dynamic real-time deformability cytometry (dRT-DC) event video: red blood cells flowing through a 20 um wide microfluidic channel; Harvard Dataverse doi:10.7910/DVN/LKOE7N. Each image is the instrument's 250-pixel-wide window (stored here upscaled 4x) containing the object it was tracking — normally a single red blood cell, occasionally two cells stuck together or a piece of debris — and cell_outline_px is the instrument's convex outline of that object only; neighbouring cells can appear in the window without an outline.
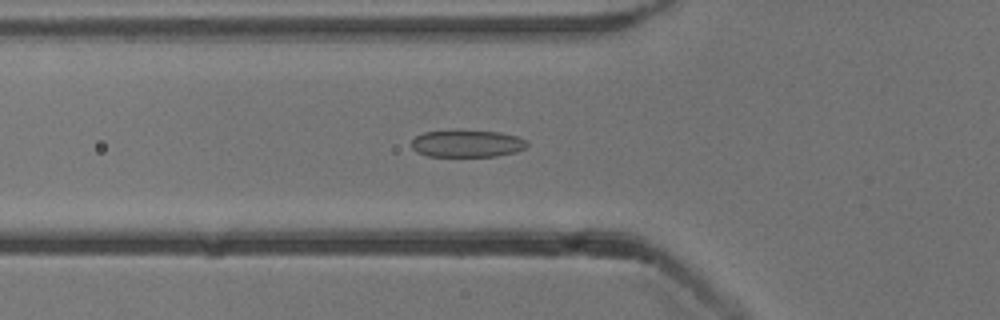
{"species": "common noctule bat (a hibernating species)", "species_latin": "Nyctalus noctula", "temperature_condition": "cold", "stored_images_in_passage": 39, "camera_frame_rate_fps": 3000, "um_per_image_px": 0.085, "animal": {"sex": "male", "body_mass_g": 13.3}, "frame": {"image": 1, "passage_image": 5, "time_ms": 1.333, "image_size_px": [1000, 320], "cell_outline_px": [[528, 144], [524, 148], [516, 152], [496, 156], [428, 156], [416, 152], [412, 148], [412, 140], [416, 136], [424, 132], [500, 132], [516, 136], [524, 140]], "centroid_in_image_um": [39.69, 12.23], "position_along_channel_um": 86.1, "area_um2": 17.69}}
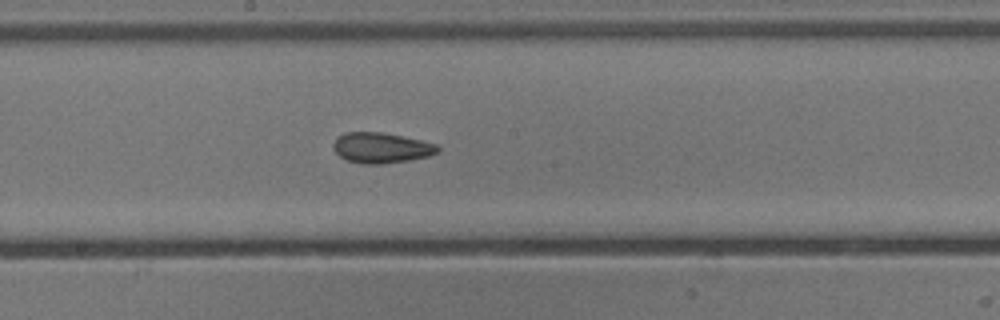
{"frame": {"image": 2, "passage_image": 15, "time_ms": 4.667, "image_size_px": [1000, 320], "cell_outline_px": [[440, 152], [428, 156], [408, 160], [380, 164], [364, 164], [348, 160], [340, 156], [332, 148], [332, 144], [344, 132], [380, 132], [420, 140], [436, 144], [440, 148]], "centroid_in_image_um": [32.41, 12.56], "position_along_channel_um": 215.8, "area_um2": 18.32}}
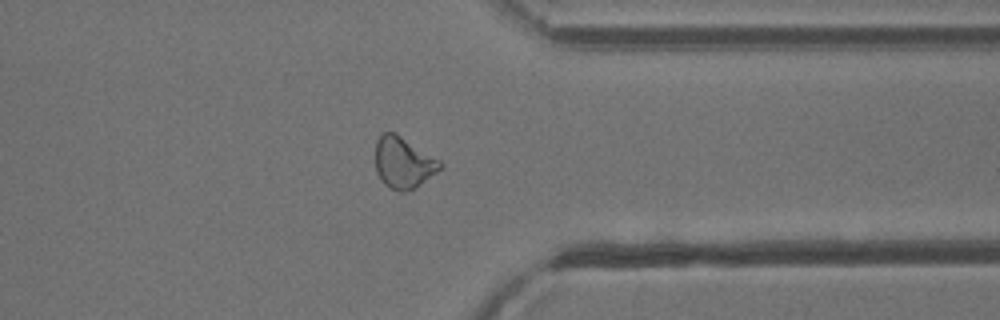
{"frame": {"image": 3, "passage_image": 28, "time_ms": 9.0, "image_size_px": [1000, 320], "cell_outline_px": [[444, 164], [436, 172], [416, 188], [404, 192], [400, 192], [384, 184], [376, 172], [376, 140], [384, 132], [392, 132], [400, 136], [440, 160]], "centroid_in_image_um": [34.28, 13.84], "position_along_channel_um": 377.1, "area_um2": 19.07}, "authors_computed_cell_mechanics": {"area_um2": 18.3804, "velocity_mm_per_s": 3.8638, "shape_relaxation_time_tau1_ms": 9.7222, "shape_relaxation_time_tau2_ms": 3.1114, "deformation_change_tau1": 0.186, "deformation_change_tau2": 0.103}}